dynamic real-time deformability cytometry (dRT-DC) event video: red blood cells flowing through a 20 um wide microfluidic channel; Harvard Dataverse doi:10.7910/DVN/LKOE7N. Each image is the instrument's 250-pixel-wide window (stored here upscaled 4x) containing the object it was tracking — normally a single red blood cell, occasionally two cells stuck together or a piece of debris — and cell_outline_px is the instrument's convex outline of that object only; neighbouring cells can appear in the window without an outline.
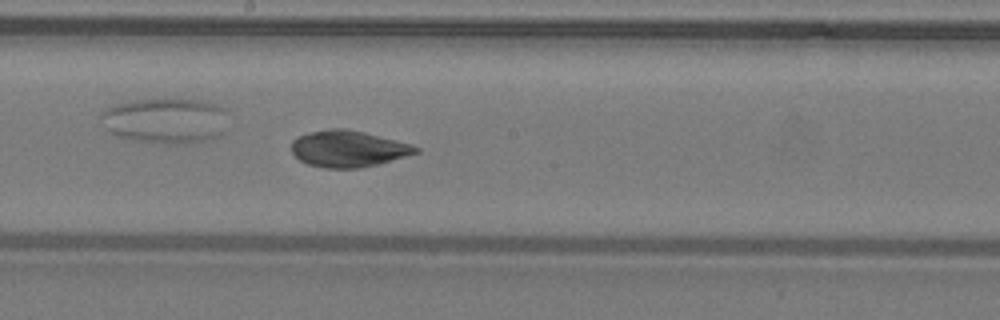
{"species": "common noctule bat (a hibernating species)", "species_latin": "Nyctalus noctula", "temperature_condition": "warm", "stored_images_in_passage": 21, "camera_frame_rate_fps": 3000, "um_per_image_px": 0.085, "animal": {"sex": "male", "body_mass_g": 19.2, "forearm_length_mm": 51.8}, "frame": {"image": 1, "passage_image": 18, "time_ms": 5.667, "image_size_px": [1000, 320], "cell_outline_px": [[420, 152], [376, 164], [360, 168], [324, 168], [308, 164], [300, 160], [292, 152], [292, 140], [296, 136], [308, 132], [328, 128], [344, 128], [364, 132], [412, 144], [420, 148]], "centroid_in_image_um": [29.57, 12.63], "position_along_channel_um": 218.6, "area_um2": 26.41}}